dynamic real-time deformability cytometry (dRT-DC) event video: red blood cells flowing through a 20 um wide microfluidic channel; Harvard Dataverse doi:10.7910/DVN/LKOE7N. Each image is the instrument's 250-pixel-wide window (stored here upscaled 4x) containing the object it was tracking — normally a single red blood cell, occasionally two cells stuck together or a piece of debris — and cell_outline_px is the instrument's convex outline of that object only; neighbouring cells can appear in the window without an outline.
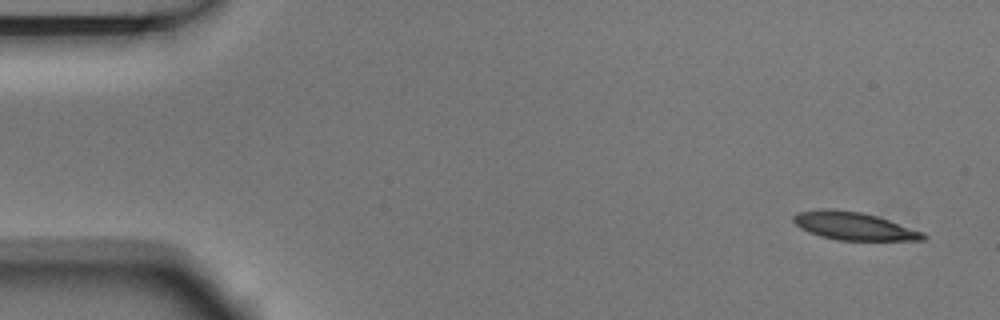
{"species": "Egyptian fruit bat (a non-hibernating species)", "species_latin": "Rousettus aegyptiacus", "temperature_condition": "room temperature", "stored_images_in_passage": 5, "camera_frame_rate_fps": 3000, "um_per_image_px": 0.085, "animal": {"sex": "male"}, "frame": {"image": 1, "passage_image": 1, "time_ms": 0.0, "image_size_px": [1000, 320], "cell_outline_px": [[928, 236], [924, 240], [836, 240], [820, 236], [808, 232], [800, 228], [792, 220], [792, 216], [800, 212], [820, 208], [832, 208], [860, 212], [876, 216], [924, 232]], "centroid_in_image_um": [72.54, 19.21], "position_along_channel_um": 12.5, "area_um2": 21.1}}